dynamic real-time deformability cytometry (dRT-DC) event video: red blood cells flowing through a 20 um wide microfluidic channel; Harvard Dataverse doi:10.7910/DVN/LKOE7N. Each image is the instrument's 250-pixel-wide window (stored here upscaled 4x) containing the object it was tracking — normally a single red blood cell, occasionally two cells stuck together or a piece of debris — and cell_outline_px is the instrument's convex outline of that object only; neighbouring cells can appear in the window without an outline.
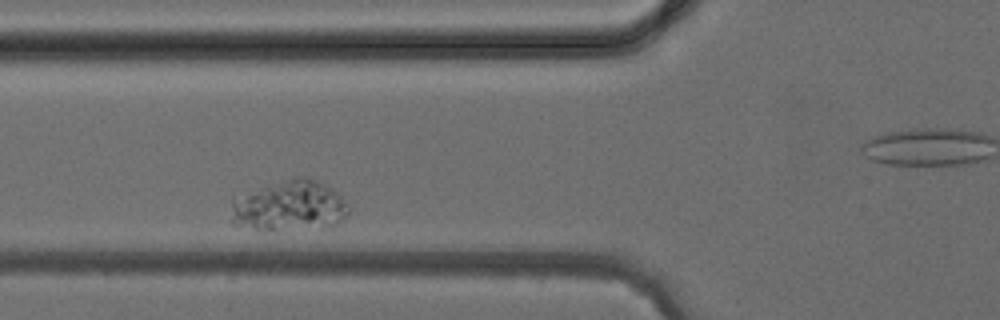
{"species": "common noctule bat (a hibernating species)", "species_latin": "Nyctalus noctula", "temperature_condition": "cold", "stored_images_in_passage": 7, "camera_frame_rate_fps": 3000, "um_per_image_px": 0.085, "animal": {"sex": "female", "body_mass_g": 24.6, "forearm_length_mm": 56.2}, "frame": {"image": 1, "passage_image": 4, "time_ms": 3.333, "image_size_px": [1000, 320], "cell_outline_px": [[348, 212], [344, 216], [332, 224], [276, 228], [252, 228], [232, 224], [232, 196], [288, 180], [308, 176], [328, 184], [344, 200], [348, 208]], "centroid_in_image_um": [24.55, 17.44], "position_along_channel_um": 101.2, "area_um2": 33.0}}
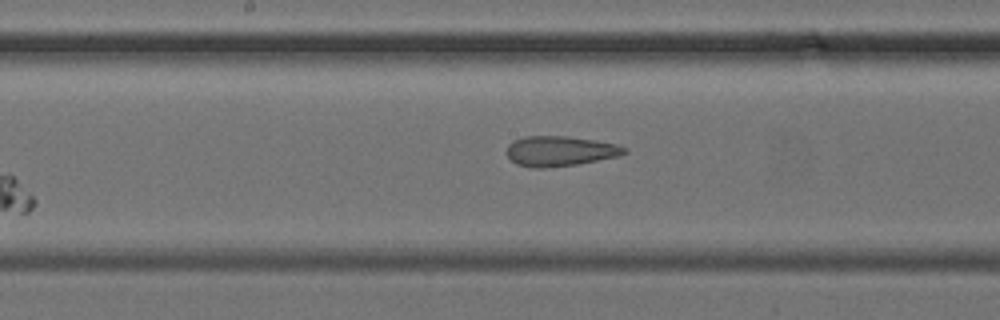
{"frame": {"image": 2, "passage_image": 7, "time_ms": 7.0, "image_size_px": [1000, 320], "cell_outline_px": [[628, 152], [620, 156], [576, 164], [544, 168], [532, 168], [516, 164], [508, 156], [508, 144], [524, 136], [568, 136], [596, 140], [620, 144], [628, 148]], "centroid_in_image_um": [47.66, 12.84], "position_along_channel_um": 200.5, "area_um2": 20.75}}